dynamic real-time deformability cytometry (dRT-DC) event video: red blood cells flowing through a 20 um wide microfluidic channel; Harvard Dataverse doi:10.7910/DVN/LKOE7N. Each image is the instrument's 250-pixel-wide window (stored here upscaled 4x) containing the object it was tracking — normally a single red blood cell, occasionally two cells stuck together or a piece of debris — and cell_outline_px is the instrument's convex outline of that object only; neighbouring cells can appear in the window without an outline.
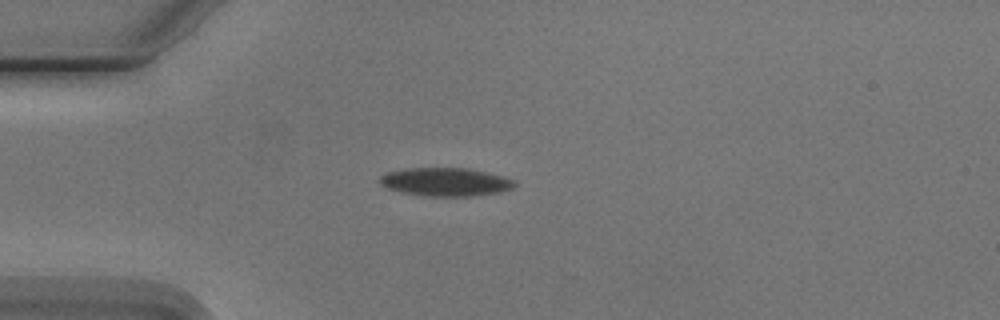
{"species": "Egyptian fruit bat (a non-hibernating species)", "species_latin": "Rousettus aegyptiacus", "temperature_condition": "cold", "stored_images_in_passage": 4, "camera_frame_rate_fps": 3000, "um_per_image_px": 0.085, "animal": {"sex": "male"}, "frame": {"image": 1, "passage_image": 1, "time_ms": 0.0, "image_size_px": [1000, 320], "cell_outline_px": [[516, 184], [512, 188], [500, 192], [472, 196], [424, 196], [404, 192], [388, 188], [380, 184], [380, 176], [388, 172], [404, 168], [468, 168], [500, 176], [512, 180]], "centroid_in_image_um": [37.84, 15.46], "position_along_channel_um": 47.2, "area_um2": 21.96}}
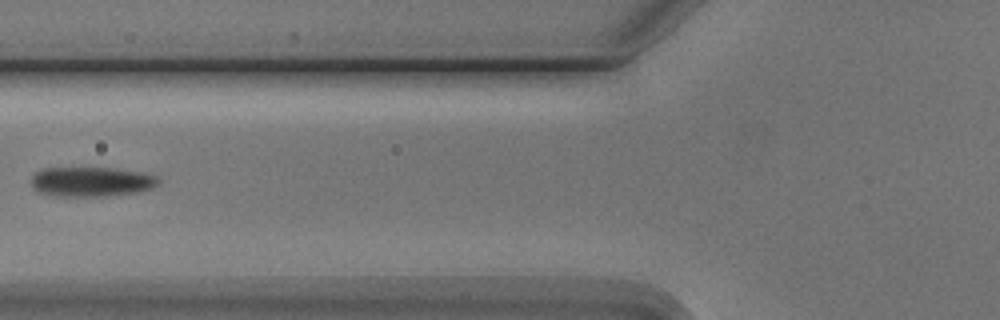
{"frame": {"image": 2, "passage_image": 3, "time_ms": 2.333, "image_size_px": [1000, 320], "cell_outline_px": [[160, 184], [152, 188], [136, 192], [108, 196], [56, 196], [36, 192], [32, 188], [32, 176], [36, 172], [44, 168], [112, 168], [144, 172], [160, 176]], "centroid_in_image_um": [7.8, 15.44], "position_along_channel_um": 118.0, "area_um2": 22.31}}
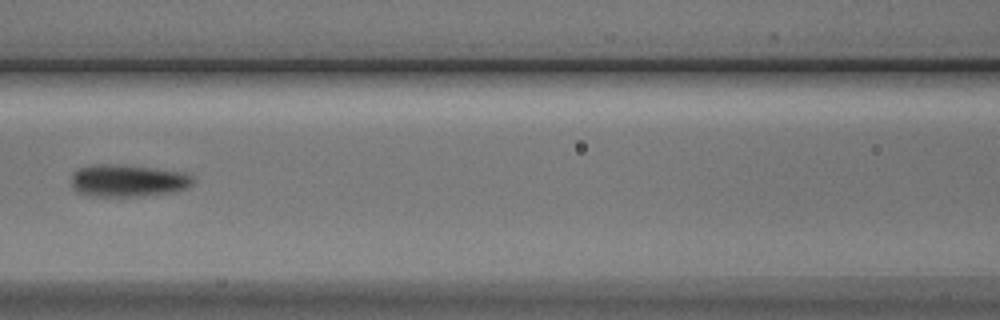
{"frame": {"image": 3, "passage_image": 4, "time_ms": 3.333, "image_size_px": [1000, 320], "cell_outline_px": [[192, 184], [188, 188], [176, 192], [136, 196], [88, 196], [76, 192], [72, 188], [72, 172], [80, 168], [100, 164], [104, 164], [152, 168], [184, 172], [192, 176]], "centroid_in_image_um": [10.86, 15.37], "position_along_channel_um": 155.7, "area_um2": 22.72}}